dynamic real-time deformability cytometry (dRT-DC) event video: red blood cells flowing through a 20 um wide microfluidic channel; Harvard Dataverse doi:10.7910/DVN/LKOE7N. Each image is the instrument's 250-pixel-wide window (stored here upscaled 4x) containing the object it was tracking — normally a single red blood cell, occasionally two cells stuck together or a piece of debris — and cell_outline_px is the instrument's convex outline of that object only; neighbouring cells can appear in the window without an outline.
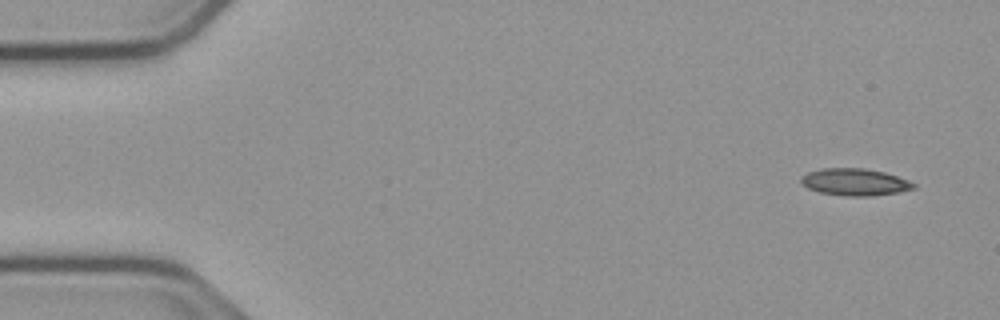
{"species": "common noctule bat (a hibernating species)", "species_latin": "Nyctalus noctula", "temperature_condition": "cold", "stored_images_in_passage": 49, "camera_frame_rate_fps": 3000, "um_per_image_px": 0.085, "animal": {"sex": "male", "body_mass_g": 23.1, "forearm_length_mm": 52.7}, "frame": {"image": 1, "passage_image": 1, "time_ms": 0.0, "image_size_px": [1000, 320], "cell_outline_px": [[916, 188], [900, 192], [868, 196], [844, 196], [820, 192], [808, 188], [800, 180], [800, 176], [808, 172], [820, 168], [864, 168], [884, 172], [908, 180], [916, 184]], "centroid_in_image_um": [72.66, 15.47], "position_along_channel_um": 12.3, "area_um2": 17.74}}
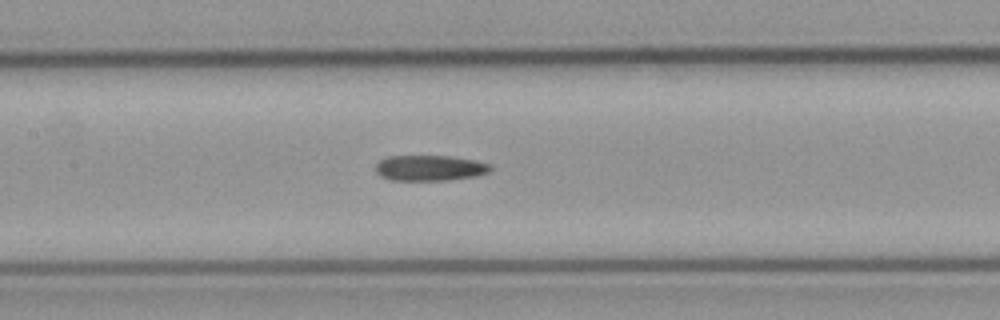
{"frame": {"image": 2, "passage_image": 23, "time_ms": 7.333, "image_size_px": [1000, 320], "cell_outline_px": [[492, 168], [488, 172], [472, 176], [444, 180], [392, 180], [380, 176], [376, 172], [376, 164], [380, 160], [388, 156], [448, 156], [476, 160], [492, 164]], "centroid_in_image_um": [36.52, 14.27], "position_along_channel_um": 170.9, "area_um2": 16.99}}
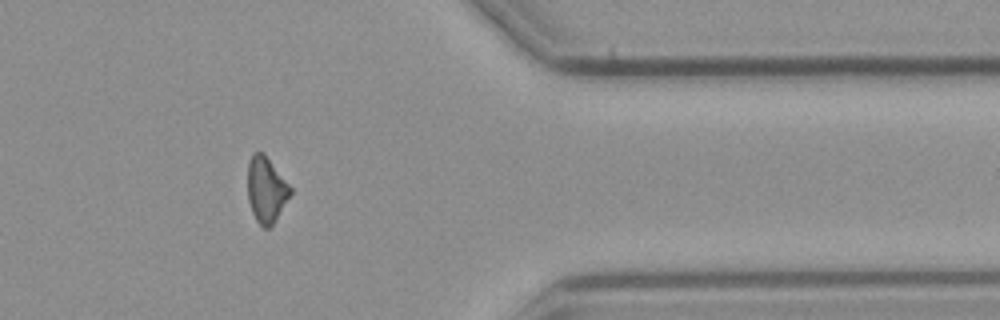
{"frame": {"image": 3, "passage_image": 42, "time_ms": 13.667, "image_size_px": [1000, 320], "cell_outline_px": [[292, 192], [276, 220], [268, 228], [264, 228], [256, 220], [252, 212], [248, 200], [248, 160], [252, 152], [264, 152], [292, 188]], "centroid_in_image_um": [22.62, 16.1], "position_along_channel_um": 388.8, "area_um2": 16.42}}